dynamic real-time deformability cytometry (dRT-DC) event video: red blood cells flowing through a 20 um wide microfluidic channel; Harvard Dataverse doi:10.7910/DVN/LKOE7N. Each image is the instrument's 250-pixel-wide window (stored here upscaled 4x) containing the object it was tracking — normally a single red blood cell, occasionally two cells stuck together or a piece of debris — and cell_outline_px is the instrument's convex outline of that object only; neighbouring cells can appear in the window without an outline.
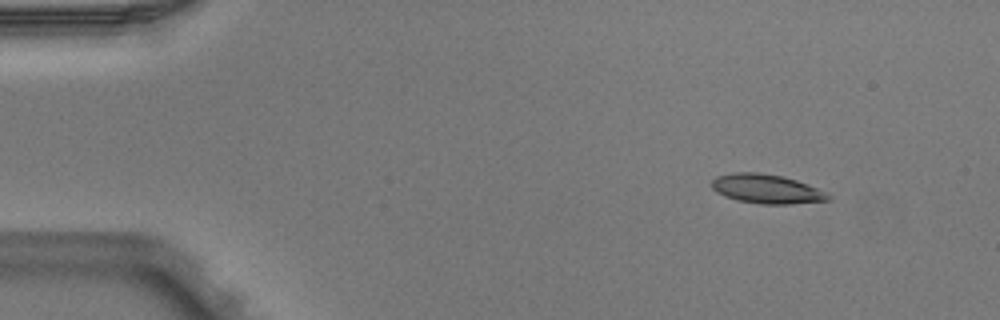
{"species": "Egyptian fruit bat (a non-hibernating species)", "species_latin": "Rousettus aegyptiacus", "temperature_condition": "warm", "stored_images_in_passage": 4, "camera_frame_rate_fps": 3000, "um_per_image_px": 0.085, "animal": {"sex": "male"}, "frame": {"image": 1, "passage_image": 2, "time_ms": 0.333, "image_size_px": [1000, 320], "cell_outline_px": [[832, 200], [792, 204], [760, 204], [736, 200], [724, 196], [716, 192], [712, 188], [712, 180], [716, 176], [736, 172], [760, 172], [784, 176], [808, 184], [828, 192], [832, 196]], "centroid_in_image_um": [65.2, 16.06], "position_along_channel_um": 19.8, "area_um2": 20.17}}